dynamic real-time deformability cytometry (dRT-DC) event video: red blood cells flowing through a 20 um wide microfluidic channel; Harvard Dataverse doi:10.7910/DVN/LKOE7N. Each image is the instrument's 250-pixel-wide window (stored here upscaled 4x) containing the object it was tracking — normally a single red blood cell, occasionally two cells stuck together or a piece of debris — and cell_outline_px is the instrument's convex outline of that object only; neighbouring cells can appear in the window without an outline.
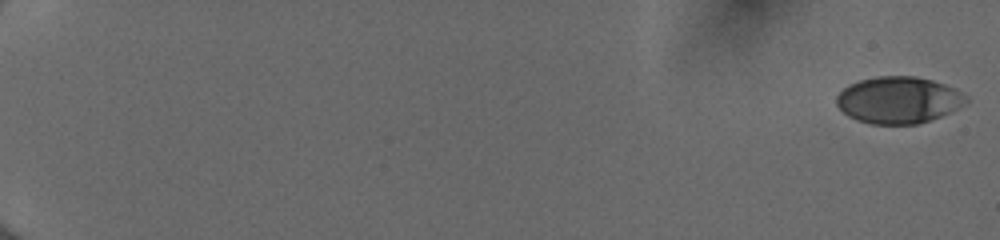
{"species": "human", "species_latin": "Homo sapiens", "temperature_condition": "cold", "stored_images_in_passage": 54, "camera_frame_rate_fps": 3000, "um_per_image_px": 0.085, "donor": {"sex": "female"}, "frame": {"image": 1, "passage_image": 1, "time_ms": 0.0, "image_size_px": [1000, 240], "cell_outline_px": [[968, 100], [964, 104], [940, 116], [916, 124], [872, 124], [856, 120], [848, 116], [836, 104], [836, 96], [848, 84], [860, 80], [876, 76], [916, 76], [932, 80], [956, 88], [968, 96]], "centroid_in_image_um": [76.36, 8.49], "position_along_channel_um": 8.6, "area_um2": 35.26}}
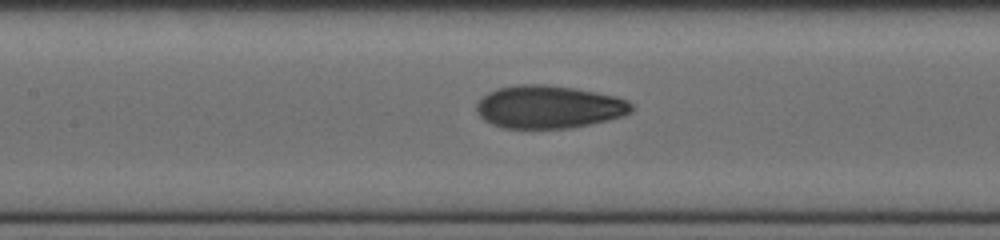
{"frame": {"image": 2, "passage_image": 29, "time_ms": 9.333, "image_size_px": [1000, 240], "cell_outline_px": [[632, 112], [624, 116], [608, 120], [572, 128], [504, 128], [492, 124], [484, 120], [476, 112], [476, 104], [488, 92], [496, 88], [516, 84], [544, 84], [572, 88], [596, 92], [616, 96], [628, 100], [632, 104]], "centroid_in_image_um": [46.65, 9.09], "position_along_channel_um": 160.7, "area_um2": 38.9}}
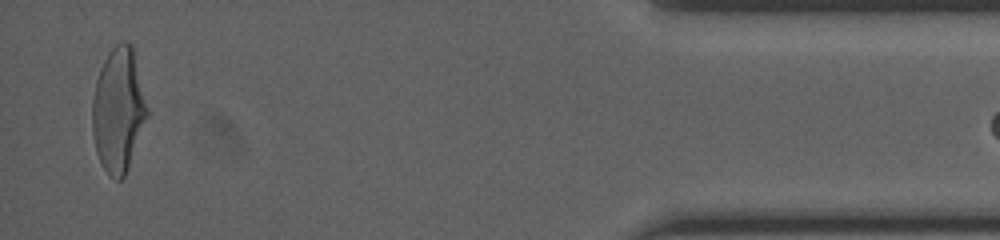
{"frame": {"image": 3, "passage_image": 53, "time_ms": 17.333, "image_size_px": [1000, 240], "cell_outline_px": [[148, 116], [128, 168], [124, 176], [120, 180], [116, 180], [104, 168], [96, 152], [92, 132], [92, 100], [96, 80], [100, 68], [108, 52], [120, 40], [128, 40], [132, 44], [148, 108]], "centroid_in_image_um": [10.06, 9.3], "position_along_channel_um": 425.1, "area_um2": 39.77}}